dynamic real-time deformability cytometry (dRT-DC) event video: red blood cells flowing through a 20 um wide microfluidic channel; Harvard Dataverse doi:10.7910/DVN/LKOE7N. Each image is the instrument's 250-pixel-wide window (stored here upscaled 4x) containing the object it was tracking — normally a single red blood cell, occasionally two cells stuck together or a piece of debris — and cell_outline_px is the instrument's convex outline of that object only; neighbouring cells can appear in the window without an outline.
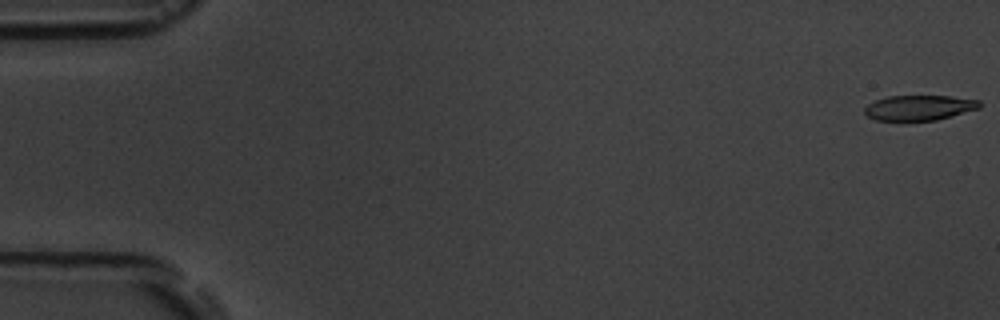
{"species": "common noctule bat (a hibernating species)", "species_latin": "Nyctalus noctula", "temperature_condition": "room temperature", "stored_images_in_passage": 5, "camera_frame_rate_fps": 3000, "um_per_image_px": 0.085, "animal": {"sex": "male", "body_mass_g": 19.5, "forearm_length_mm": 54.6}, "frame": {"image": 1, "passage_image": 1, "time_ms": 0.0, "image_size_px": [1000, 320], "cell_outline_px": [[980, 108], [936, 120], [876, 120], [868, 116], [864, 112], [864, 108], [868, 104], [876, 100], [888, 96], [952, 96], [980, 100]], "centroid_in_image_um": [78.14, 9.15], "position_along_channel_um": 6.9, "area_um2": 16.7}}